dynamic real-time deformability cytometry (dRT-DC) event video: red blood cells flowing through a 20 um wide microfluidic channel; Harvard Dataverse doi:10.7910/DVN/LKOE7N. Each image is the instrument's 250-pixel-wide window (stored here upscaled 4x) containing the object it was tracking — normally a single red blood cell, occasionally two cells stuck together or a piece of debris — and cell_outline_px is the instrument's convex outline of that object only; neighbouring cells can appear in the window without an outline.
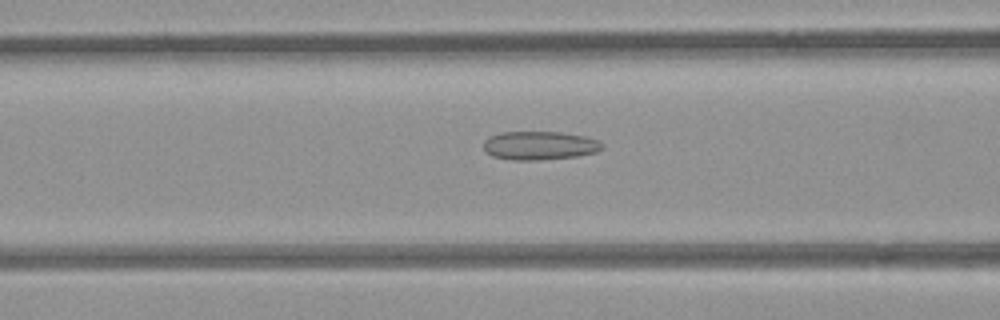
{"species": "common noctule bat (a hibernating species)", "species_latin": "Nyctalus noctula", "temperature_condition": "room temperature", "stored_images_in_passage": 35, "camera_frame_rate_fps": 3000, "um_per_image_px": 0.085, "animal": {"sex": "female", "body_mass_g": 21.9}, "frame": {"image": 1, "passage_image": 14, "time_ms": 4.333, "image_size_px": [1000, 320], "cell_outline_px": [[604, 144], [596, 152], [576, 156], [536, 160], [512, 160], [492, 156], [484, 152], [484, 140], [488, 136], [500, 132], [560, 132], [584, 136], [596, 140]], "centroid_in_image_um": [45.79, 12.37], "position_along_channel_um": 120.8, "area_um2": 19.71}}
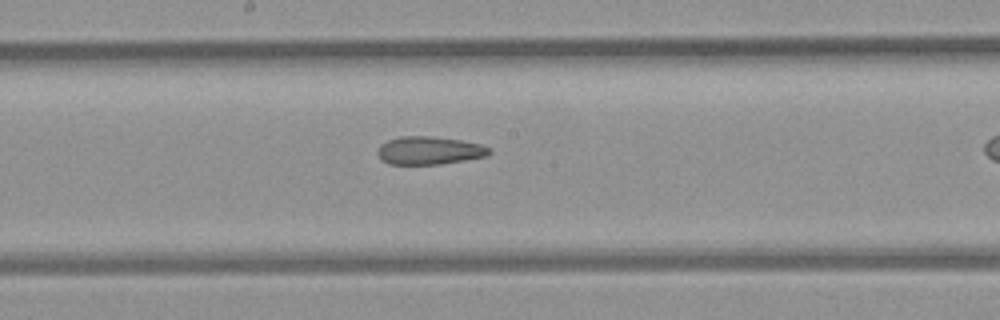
{"frame": {"image": 2, "passage_image": 21, "time_ms": 6.667, "image_size_px": [1000, 320], "cell_outline_px": [[492, 152], [488, 156], [440, 164], [388, 164], [380, 160], [376, 152], [380, 144], [388, 140], [400, 136], [432, 136], [460, 140], [480, 144], [492, 148]], "centroid_in_image_um": [36.47, 12.79], "position_along_channel_um": 211.7, "area_um2": 18.44}}
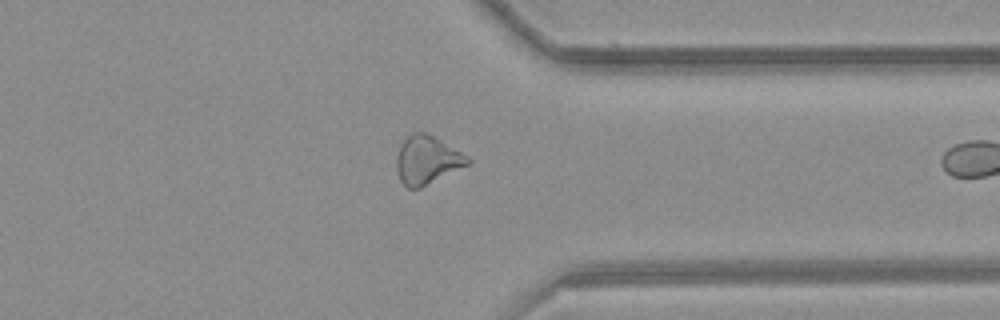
{"frame": {"image": 3, "passage_image": 34, "time_ms": 11.0, "image_size_px": [1000, 320], "cell_outline_px": [[472, 160], [468, 164], [420, 188], [408, 188], [400, 180], [396, 168], [396, 156], [400, 144], [412, 132], [424, 132], [440, 140], [468, 156]], "centroid_in_image_um": [36.26, 13.6], "position_along_channel_um": 375.1, "area_um2": 19.71}}